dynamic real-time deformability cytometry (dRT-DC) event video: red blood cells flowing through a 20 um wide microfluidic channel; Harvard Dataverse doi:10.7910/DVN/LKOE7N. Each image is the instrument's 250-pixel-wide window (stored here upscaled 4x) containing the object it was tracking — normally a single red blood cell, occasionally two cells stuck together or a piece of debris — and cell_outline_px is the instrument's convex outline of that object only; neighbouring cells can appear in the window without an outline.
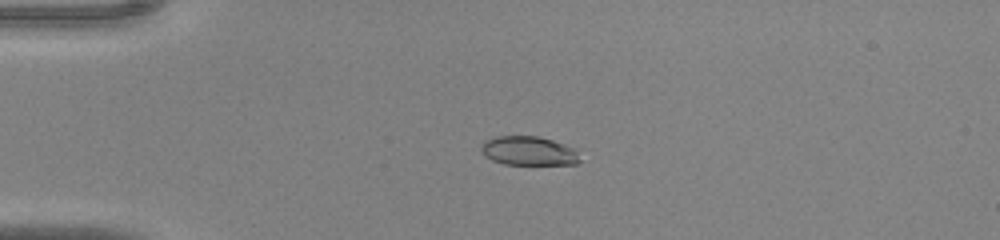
{"species": "common noctule bat (a hibernating species)", "species_latin": "Nyctalus noctula", "temperature_condition": "warm", "stored_images_in_passage": 44, "camera_frame_rate_fps": 3000, "um_per_image_px": 0.085, "animal": {"sex": "male", "body_mass_g": 20.0, "forearm_length_mm": 53.3}, "frame": {"image": 1, "passage_image": 11, "time_ms": 3.333, "image_size_px": [1000, 240], "cell_outline_px": [[580, 160], [576, 164], [504, 164], [492, 160], [484, 156], [480, 148], [480, 144], [484, 140], [496, 136], [536, 136], [552, 140], [576, 148]], "centroid_in_image_um": [44.9, 12.82], "position_along_channel_um": 40.1, "area_um2": 16.82}}
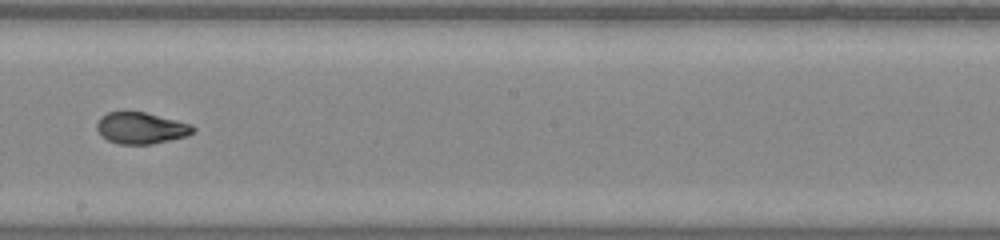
{"frame": {"image": 2, "passage_image": 26, "time_ms": 8.333, "image_size_px": [1000, 240], "cell_outline_px": [[196, 132], [188, 136], [152, 144], [120, 144], [108, 140], [100, 136], [96, 128], [96, 124], [100, 116], [108, 112], [144, 112], [192, 124], [196, 128]], "centroid_in_image_um": [12.0, 10.89], "position_along_channel_um": 236.2, "area_um2": 17.8}}
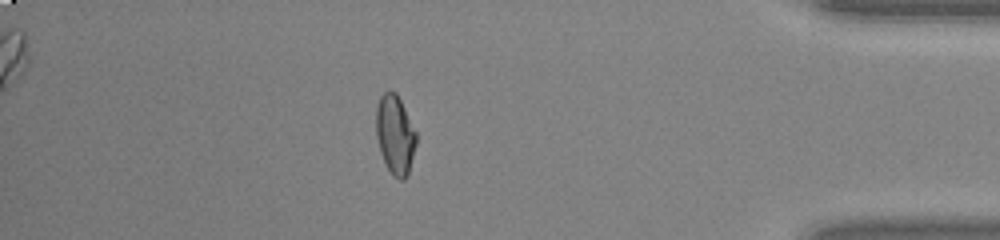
{"frame": {"image": 3, "passage_image": 39, "time_ms": 12.667, "image_size_px": [1000, 240], "cell_outline_px": [[416, 144], [408, 176], [404, 180], [400, 180], [392, 176], [380, 152], [376, 136], [376, 108], [380, 96], [388, 88], [396, 92], [416, 132]], "centroid_in_image_um": [33.57, 11.45], "position_along_channel_um": 401.6, "area_um2": 18.61}}